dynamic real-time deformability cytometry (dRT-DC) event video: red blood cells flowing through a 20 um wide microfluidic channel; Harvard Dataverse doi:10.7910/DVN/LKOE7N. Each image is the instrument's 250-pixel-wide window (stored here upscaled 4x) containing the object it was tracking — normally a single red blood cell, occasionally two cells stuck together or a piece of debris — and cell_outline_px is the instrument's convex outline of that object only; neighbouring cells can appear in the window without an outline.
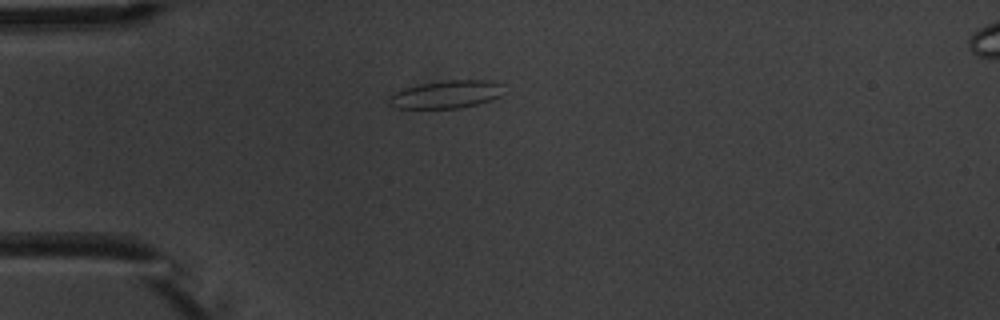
{"species": "common noctule bat (a hibernating species)", "species_latin": "Nyctalus noctula", "temperature_condition": "warm", "stored_images_in_passage": 5, "camera_frame_rate_fps": 3000, "um_per_image_px": 0.085, "animal": {"sex": "male", "body_mass_g": 20.1, "forearm_length_mm": 53.5}, "frame": {"image": 1, "passage_image": 5, "time_ms": 4.667, "image_size_px": [1000, 320], "cell_outline_px": [[504, 84], [500, 96], [492, 100], [460, 108], [396, 108], [388, 104], [388, 96], [404, 88], [420, 84], [448, 80], [488, 80]], "centroid_in_image_um": [37.93, 8.02], "position_along_channel_um": 47.1, "area_um2": 18.61}}